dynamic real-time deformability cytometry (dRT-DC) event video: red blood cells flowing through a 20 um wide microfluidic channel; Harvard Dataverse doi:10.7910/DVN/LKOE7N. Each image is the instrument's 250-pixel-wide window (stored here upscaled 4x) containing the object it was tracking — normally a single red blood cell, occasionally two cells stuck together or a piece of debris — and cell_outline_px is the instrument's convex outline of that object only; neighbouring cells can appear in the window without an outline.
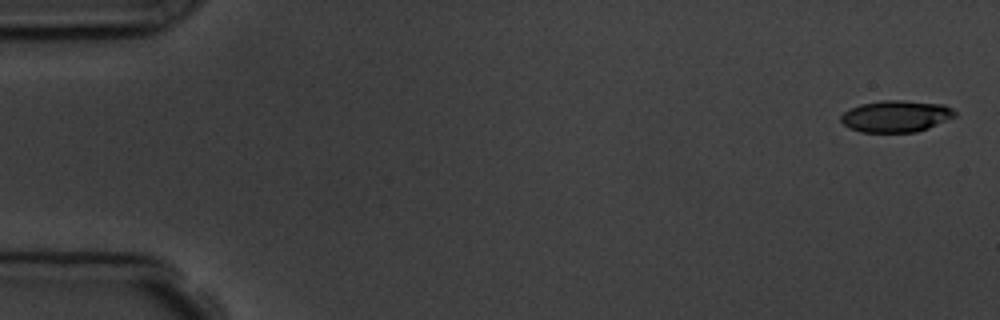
{"species": "common noctule bat (a hibernating species)", "species_latin": "Nyctalus noctula", "temperature_condition": "room temperature", "stored_images_in_passage": 5, "camera_frame_rate_fps": 3000, "um_per_image_px": 0.085, "animal": {"sex": "male", "body_mass_g": 19.5, "forearm_length_mm": 54.6}, "frame": {"image": 1, "passage_image": 1, "time_ms": 0.0, "image_size_px": [1000, 320], "cell_outline_px": [[956, 116], [928, 128], [916, 132], [860, 132], [848, 128], [840, 120], [840, 116], [844, 112], [860, 104], [880, 100], [904, 100], [944, 104], [952, 108], [956, 112]], "centroid_in_image_um": [76.16, 9.87], "position_along_channel_um": 8.8, "area_um2": 21.15}}
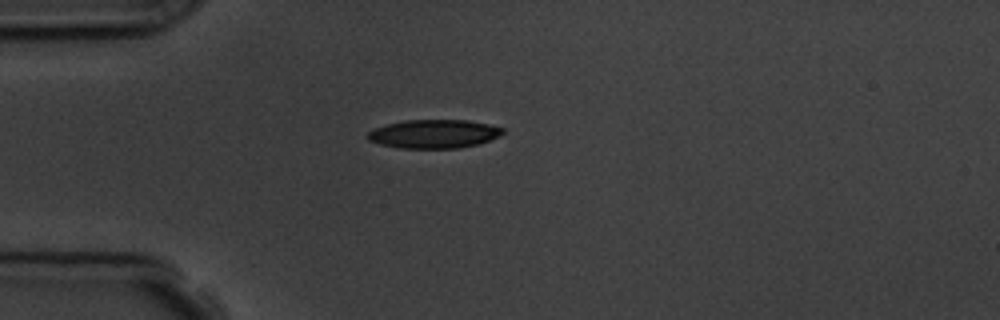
{"frame": {"image": 2, "passage_image": 5, "time_ms": 4.333, "image_size_px": [1000, 320], "cell_outline_px": [[504, 132], [500, 136], [476, 144], [460, 148], [396, 148], [380, 144], [368, 140], [364, 136], [368, 132], [376, 128], [388, 124], [404, 120], [468, 120], [488, 124], [504, 128]], "centroid_in_image_um": [36.86, 11.38], "position_along_channel_um": 48.1, "area_um2": 22.54}}